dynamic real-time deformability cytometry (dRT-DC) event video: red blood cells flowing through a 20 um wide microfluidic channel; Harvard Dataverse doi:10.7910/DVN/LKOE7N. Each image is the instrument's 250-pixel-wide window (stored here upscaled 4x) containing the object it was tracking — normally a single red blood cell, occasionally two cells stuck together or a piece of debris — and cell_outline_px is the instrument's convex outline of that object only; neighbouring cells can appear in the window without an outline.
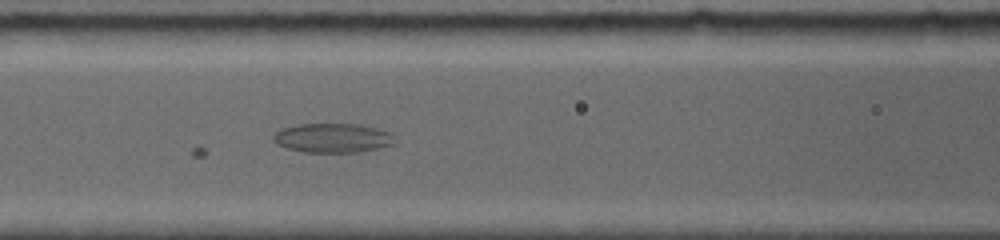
{"species": "common noctule bat (a hibernating species)", "species_latin": "Nyctalus noctula", "temperature_condition": "room temperature", "stored_images_in_passage": 25, "camera_frame_rate_fps": 5000, "um_per_image_px": 0.085, "animal": {"sex": "female", "body_mass_g": 19.0, "forearm_length_mm": 56.7}, "frame": {"image": 1, "passage_image": 8, "time_ms": 3.0, "image_size_px": [1000, 240], "cell_outline_px": [[396, 144], [360, 152], [304, 152], [288, 148], [276, 144], [272, 140], [272, 136], [280, 128], [296, 124], [360, 124], [392, 132], [396, 140]], "centroid_in_image_um": [28.29, 11.72], "position_along_channel_um": 138.3, "area_um2": 21.04}}
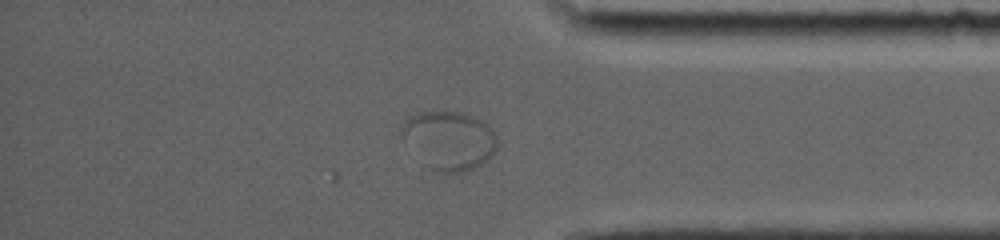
{"frame": {"image": 2, "passage_image": 25, "time_ms": 10.0, "image_size_px": [1000, 240], "cell_outline_px": [[496, 152], [488, 160], [464, 172], [440, 172], [428, 168], [420, 164], [404, 136], [400, 128], [404, 120], [408, 116], [416, 112], [464, 112], [488, 124], [492, 128], [496, 136]], "centroid_in_image_um": [38.18, 11.93], "position_along_channel_um": 397.0, "area_um2": 32.77}}